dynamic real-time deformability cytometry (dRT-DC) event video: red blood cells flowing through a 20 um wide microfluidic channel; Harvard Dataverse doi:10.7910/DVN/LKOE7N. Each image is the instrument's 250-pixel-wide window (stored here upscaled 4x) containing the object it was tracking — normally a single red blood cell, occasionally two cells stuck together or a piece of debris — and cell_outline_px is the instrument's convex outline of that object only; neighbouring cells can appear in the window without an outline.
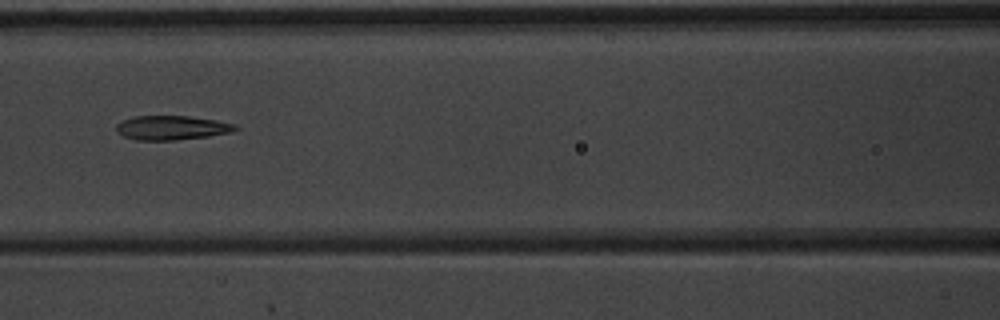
{"species": "common noctule bat (a hibernating species)", "species_latin": "Nyctalus noctula", "temperature_condition": "warm", "stored_images_in_passage": 7, "camera_frame_rate_fps": 3000, "um_per_image_px": 0.085, "animal": {"sex": "male", "body_mass_g": 20.1, "forearm_length_mm": 53.5}, "frame": {"image": 1, "passage_image": 7, "time_ms": 2.0, "image_size_px": [1000, 320], "cell_outline_px": [[240, 128], [232, 132], [208, 136], [176, 140], [136, 140], [124, 136], [116, 132], [116, 124], [132, 116], [188, 116], [216, 120], [236, 124]], "centroid_in_image_um": [14.61, 10.86], "position_along_channel_um": 152.0, "area_um2": 16.88}}